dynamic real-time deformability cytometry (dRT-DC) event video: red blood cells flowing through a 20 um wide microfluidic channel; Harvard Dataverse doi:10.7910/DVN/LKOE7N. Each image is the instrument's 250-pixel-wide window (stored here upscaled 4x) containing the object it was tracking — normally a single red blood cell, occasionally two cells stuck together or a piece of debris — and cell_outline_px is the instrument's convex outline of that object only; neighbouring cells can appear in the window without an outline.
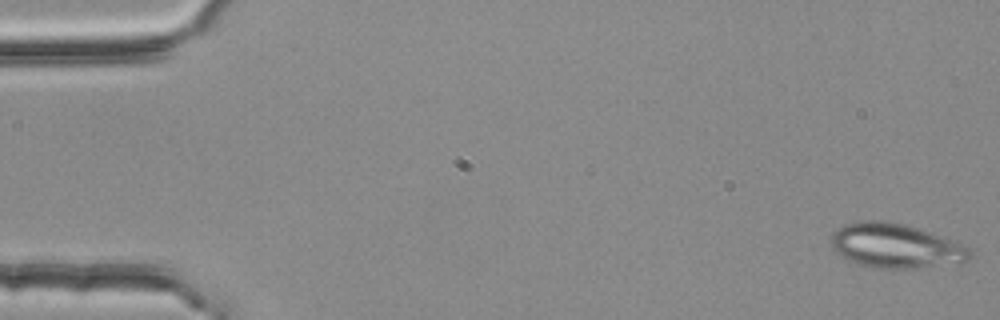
{"species": "common noctule bat (a hibernating species)", "species_latin": "Nyctalus noctula", "temperature_condition": "room temperature", "stored_images_in_passage": 52, "camera_frame_rate_fps": 3000, "um_per_image_px": 0.085, "animal": {"sex": "female", "body_mass_g": 25.1}, "frame": {"image": 1, "passage_image": 1, "time_ms": 0.0, "image_size_px": [1000, 320], "cell_outline_px": [[972, 256], [968, 260], [916, 268], [876, 268], [860, 264], [848, 260], [836, 252], [832, 248], [832, 232], [844, 224], [868, 220], [880, 220], [908, 224], [952, 240], [972, 248]], "centroid_in_image_um": [76.12, 20.88], "position_along_channel_um": 8.9, "area_um2": 35.72}}
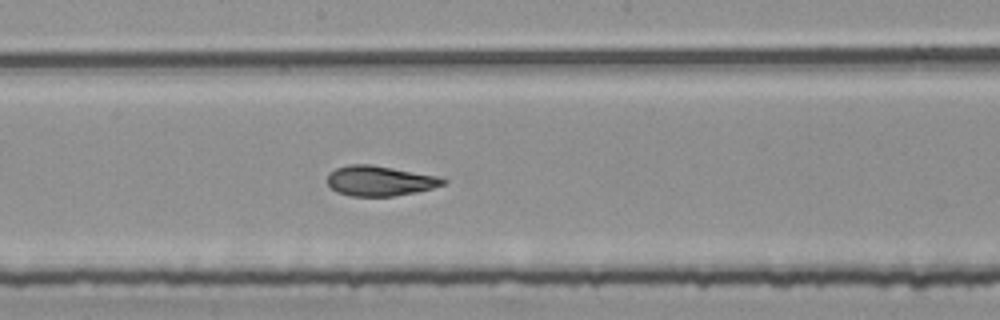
{"frame": {"image": 2, "passage_image": 29, "time_ms": 9.333, "image_size_px": [1000, 320], "cell_outline_px": [[448, 180], [444, 184], [432, 188], [416, 192], [392, 196], [352, 196], [336, 192], [328, 184], [328, 172], [336, 168], [348, 164], [372, 164], [436, 176]], "centroid_in_image_um": [32.25, 15.36], "position_along_channel_um": 216.0, "area_um2": 20.23}}
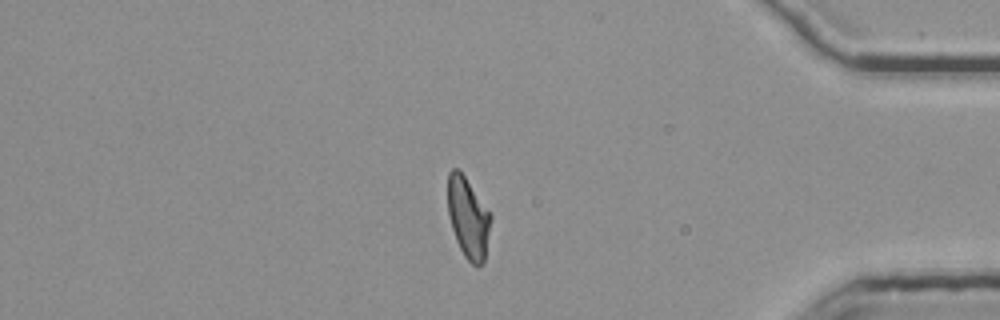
{"frame": {"image": 3, "passage_image": 46, "time_ms": 15.0, "image_size_px": [1000, 320], "cell_outline_px": [[492, 220], [484, 264], [480, 268], [476, 268], [464, 256], [456, 240], [452, 228], [448, 212], [448, 172], [452, 168], [456, 168], [464, 176], [492, 216]], "centroid_in_image_um": [39.81, 18.58], "position_along_channel_um": 395.4, "area_um2": 20.23}, "authors_computed_cell_mechanics": {"area_um2": 20.7791, "velocity_mm_per_s": 3.7626, "shape_relaxation_time_tau1_ms": 6.4598, "shape_relaxation_time_tau2_ms": 1.5233, "deformation_change_tau1": 0.2122, "deformation_change_tau2": 0.0906}}